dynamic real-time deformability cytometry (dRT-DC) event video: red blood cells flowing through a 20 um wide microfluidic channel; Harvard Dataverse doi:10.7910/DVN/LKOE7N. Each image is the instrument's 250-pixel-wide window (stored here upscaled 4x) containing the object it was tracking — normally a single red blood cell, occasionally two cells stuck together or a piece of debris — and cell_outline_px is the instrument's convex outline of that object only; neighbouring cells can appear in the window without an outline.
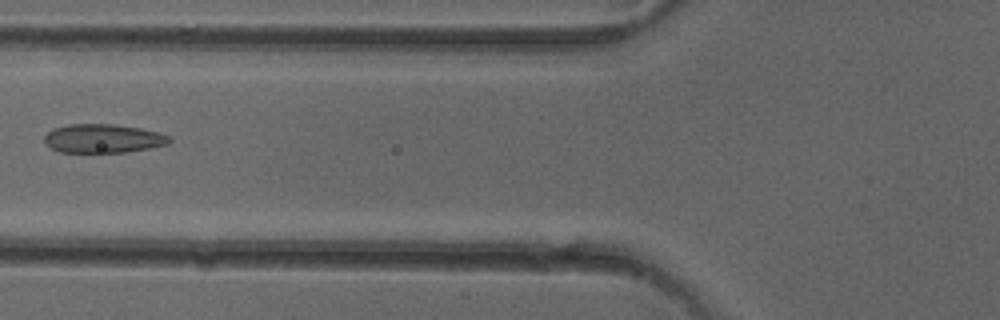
{"species": "common noctule bat (a hibernating species)", "species_latin": "Nyctalus noctula", "temperature_condition": "cold", "stored_images_in_passage": 6, "camera_frame_rate_fps": 3000, "um_per_image_px": 0.085, "animal": {"sex": "female"}, "frame": {"image": 1, "passage_image": 6, "time_ms": 5.667, "image_size_px": [1000, 320], "cell_outline_px": [[172, 140], [168, 144], [148, 148], [124, 152], [60, 152], [52, 148], [44, 140], [44, 136], [48, 132], [56, 128], [68, 124], [112, 124], [140, 128], [160, 132], [168, 136]], "centroid_in_image_um": [8.78, 11.77], "position_along_channel_um": 117.0, "area_um2": 20.75}}